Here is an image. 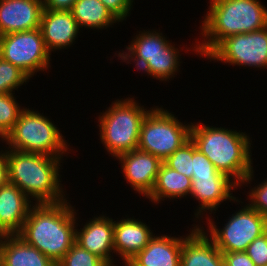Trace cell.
<instances>
[{"mask_svg":"<svg viewBox=\"0 0 267 266\" xmlns=\"http://www.w3.org/2000/svg\"><path fill=\"white\" fill-rule=\"evenodd\" d=\"M190 138L218 171L229 175L240 187L254 180L252 140L246 132L193 122Z\"/></svg>","mask_w":267,"mask_h":266,"instance_id":"6da1fadb","label":"cell"},{"mask_svg":"<svg viewBox=\"0 0 267 266\" xmlns=\"http://www.w3.org/2000/svg\"><path fill=\"white\" fill-rule=\"evenodd\" d=\"M67 201L33 205L18 234L55 264L65 256L76 238L77 210Z\"/></svg>","mask_w":267,"mask_h":266,"instance_id":"7a4b0ae2","label":"cell"},{"mask_svg":"<svg viewBox=\"0 0 267 266\" xmlns=\"http://www.w3.org/2000/svg\"><path fill=\"white\" fill-rule=\"evenodd\" d=\"M201 23L202 42L192 51L205 58L227 37L267 27V7L259 0H209Z\"/></svg>","mask_w":267,"mask_h":266,"instance_id":"3957f363","label":"cell"},{"mask_svg":"<svg viewBox=\"0 0 267 266\" xmlns=\"http://www.w3.org/2000/svg\"><path fill=\"white\" fill-rule=\"evenodd\" d=\"M7 149L8 182L15 184L35 201L34 204H56L67 200L59 172L64 157Z\"/></svg>","mask_w":267,"mask_h":266,"instance_id":"277c9868","label":"cell"},{"mask_svg":"<svg viewBox=\"0 0 267 266\" xmlns=\"http://www.w3.org/2000/svg\"><path fill=\"white\" fill-rule=\"evenodd\" d=\"M44 114L24 108L18 121L4 138L7 148L17 151L63 157L69 154V145L59 128ZM67 152V153H66ZM64 154V155H63Z\"/></svg>","mask_w":267,"mask_h":266,"instance_id":"5b68a950","label":"cell"},{"mask_svg":"<svg viewBox=\"0 0 267 266\" xmlns=\"http://www.w3.org/2000/svg\"><path fill=\"white\" fill-rule=\"evenodd\" d=\"M122 99V100H121ZM112 102L98 116L100 141L112 157L137 149L141 124L150 111L132 97Z\"/></svg>","mask_w":267,"mask_h":266,"instance_id":"8992f818","label":"cell"},{"mask_svg":"<svg viewBox=\"0 0 267 266\" xmlns=\"http://www.w3.org/2000/svg\"><path fill=\"white\" fill-rule=\"evenodd\" d=\"M187 124L162 106L152 107L141 124L137 149L163 162L190 139L192 122Z\"/></svg>","mask_w":267,"mask_h":266,"instance_id":"52a82bcc","label":"cell"},{"mask_svg":"<svg viewBox=\"0 0 267 266\" xmlns=\"http://www.w3.org/2000/svg\"><path fill=\"white\" fill-rule=\"evenodd\" d=\"M213 218L207 220V231L204 232L213 240L222 252L245 251L248 245L267 231V218L248 204L232 214L224 223L223 228L217 227Z\"/></svg>","mask_w":267,"mask_h":266,"instance_id":"ba28073f","label":"cell"},{"mask_svg":"<svg viewBox=\"0 0 267 266\" xmlns=\"http://www.w3.org/2000/svg\"><path fill=\"white\" fill-rule=\"evenodd\" d=\"M50 55L40 28L0 36V57L30 78L39 71L50 69Z\"/></svg>","mask_w":267,"mask_h":266,"instance_id":"9c48e42d","label":"cell"},{"mask_svg":"<svg viewBox=\"0 0 267 266\" xmlns=\"http://www.w3.org/2000/svg\"><path fill=\"white\" fill-rule=\"evenodd\" d=\"M206 59L264 70L267 68V27L227 37Z\"/></svg>","mask_w":267,"mask_h":266,"instance_id":"30bf717a","label":"cell"},{"mask_svg":"<svg viewBox=\"0 0 267 266\" xmlns=\"http://www.w3.org/2000/svg\"><path fill=\"white\" fill-rule=\"evenodd\" d=\"M191 179L192 186L189 196L194 197L197 201L199 200V207L194 214L198 219L203 218L206 212H209L210 215L212 212L215 213L223 201L240 202L238 197L236 199L232 195L233 190L238 189L237 187L240 188V185L227 174L192 177Z\"/></svg>","mask_w":267,"mask_h":266,"instance_id":"8fae6325","label":"cell"},{"mask_svg":"<svg viewBox=\"0 0 267 266\" xmlns=\"http://www.w3.org/2000/svg\"><path fill=\"white\" fill-rule=\"evenodd\" d=\"M116 159L121 163V171L126 182L133 190L147 197L154 187L162 161L139 149L122 153Z\"/></svg>","mask_w":267,"mask_h":266,"instance_id":"7c38bea8","label":"cell"},{"mask_svg":"<svg viewBox=\"0 0 267 266\" xmlns=\"http://www.w3.org/2000/svg\"><path fill=\"white\" fill-rule=\"evenodd\" d=\"M75 242L90 253L97 255L109 266L116 263L114 252V220L102 215L93 217L83 228L77 229ZM113 251V252H112Z\"/></svg>","mask_w":267,"mask_h":266,"instance_id":"4fadbf2b","label":"cell"},{"mask_svg":"<svg viewBox=\"0 0 267 266\" xmlns=\"http://www.w3.org/2000/svg\"><path fill=\"white\" fill-rule=\"evenodd\" d=\"M42 0H0V36L40 28Z\"/></svg>","mask_w":267,"mask_h":266,"instance_id":"5bb4252c","label":"cell"},{"mask_svg":"<svg viewBox=\"0 0 267 266\" xmlns=\"http://www.w3.org/2000/svg\"><path fill=\"white\" fill-rule=\"evenodd\" d=\"M40 30L50 53L70 47L80 28L71 11L43 9Z\"/></svg>","mask_w":267,"mask_h":266,"instance_id":"9a60e30c","label":"cell"},{"mask_svg":"<svg viewBox=\"0 0 267 266\" xmlns=\"http://www.w3.org/2000/svg\"><path fill=\"white\" fill-rule=\"evenodd\" d=\"M33 205L15 184L7 182L0 187V231L4 236L18 235L22 231Z\"/></svg>","mask_w":267,"mask_h":266,"instance_id":"2e32d148","label":"cell"},{"mask_svg":"<svg viewBox=\"0 0 267 266\" xmlns=\"http://www.w3.org/2000/svg\"><path fill=\"white\" fill-rule=\"evenodd\" d=\"M154 235L141 219L126 217L114 221V252L123 262H128L148 245Z\"/></svg>","mask_w":267,"mask_h":266,"instance_id":"e0dca14e","label":"cell"},{"mask_svg":"<svg viewBox=\"0 0 267 266\" xmlns=\"http://www.w3.org/2000/svg\"><path fill=\"white\" fill-rule=\"evenodd\" d=\"M182 242L180 266H221L223 253L213 240L195 224Z\"/></svg>","mask_w":267,"mask_h":266,"instance_id":"ac0fdd59","label":"cell"},{"mask_svg":"<svg viewBox=\"0 0 267 266\" xmlns=\"http://www.w3.org/2000/svg\"><path fill=\"white\" fill-rule=\"evenodd\" d=\"M186 237L156 235L128 263L132 266H180L182 242Z\"/></svg>","mask_w":267,"mask_h":266,"instance_id":"d6986e66","label":"cell"},{"mask_svg":"<svg viewBox=\"0 0 267 266\" xmlns=\"http://www.w3.org/2000/svg\"><path fill=\"white\" fill-rule=\"evenodd\" d=\"M170 42L162 32L160 33V30H143L136 34L131 43L125 47V52L122 50V52L119 51L116 55H118V59L121 58V62L124 60L123 62L128 64H131V62L135 63L134 66L139 71L148 60L160 55L162 49Z\"/></svg>","mask_w":267,"mask_h":266,"instance_id":"ffe728a7","label":"cell"},{"mask_svg":"<svg viewBox=\"0 0 267 266\" xmlns=\"http://www.w3.org/2000/svg\"><path fill=\"white\" fill-rule=\"evenodd\" d=\"M1 247L4 266H56L51 259L18 235H5Z\"/></svg>","mask_w":267,"mask_h":266,"instance_id":"44dd1931","label":"cell"},{"mask_svg":"<svg viewBox=\"0 0 267 266\" xmlns=\"http://www.w3.org/2000/svg\"><path fill=\"white\" fill-rule=\"evenodd\" d=\"M192 179L174 169L164 162L159 167L158 175L151 193L146 197L153 204L168 199H178L190 195ZM166 198V199H165Z\"/></svg>","mask_w":267,"mask_h":266,"instance_id":"7402d4cb","label":"cell"},{"mask_svg":"<svg viewBox=\"0 0 267 266\" xmlns=\"http://www.w3.org/2000/svg\"><path fill=\"white\" fill-rule=\"evenodd\" d=\"M70 11L79 28L105 30L120 22L100 0H76Z\"/></svg>","mask_w":267,"mask_h":266,"instance_id":"603a6c76","label":"cell"},{"mask_svg":"<svg viewBox=\"0 0 267 266\" xmlns=\"http://www.w3.org/2000/svg\"><path fill=\"white\" fill-rule=\"evenodd\" d=\"M178 48L170 42L164 49L162 53L157 57L148 60L147 63L139 70L146 72L148 76L153 77L160 81H169L171 78L175 77L176 72L180 69L181 54ZM169 79V80H168Z\"/></svg>","mask_w":267,"mask_h":266,"instance_id":"cb8c5ba5","label":"cell"},{"mask_svg":"<svg viewBox=\"0 0 267 266\" xmlns=\"http://www.w3.org/2000/svg\"><path fill=\"white\" fill-rule=\"evenodd\" d=\"M15 93L0 94V137L4 138L13 128L24 109L18 104Z\"/></svg>","mask_w":267,"mask_h":266,"instance_id":"d4e9b609","label":"cell"},{"mask_svg":"<svg viewBox=\"0 0 267 266\" xmlns=\"http://www.w3.org/2000/svg\"><path fill=\"white\" fill-rule=\"evenodd\" d=\"M30 77L20 68L0 57V94L13 93L29 82Z\"/></svg>","mask_w":267,"mask_h":266,"instance_id":"484cf974","label":"cell"},{"mask_svg":"<svg viewBox=\"0 0 267 266\" xmlns=\"http://www.w3.org/2000/svg\"><path fill=\"white\" fill-rule=\"evenodd\" d=\"M193 141L191 138L185 142L180 148L175 150L163 162L171 169L176 170L185 176L192 178L193 176Z\"/></svg>","mask_w":267,"mask_h":266,"instance_id":"4316f807","label":"cell"},{"mask_svg":"<svg viewBox=\"0 0 267 266\" xmlns=\"http://www.w3.org/2000/svg\"><path fill=\"white\" fill-rule=\"evenodd\" d=\"M56 266H109L97 255L90 253L76 242Z\"/></svg>","mask_w":267,"mask_h":266,"instance_id":"83f0119b","label":"cell"},{"mask_svg":"<svg viewBox=\"0 0 267 266\" xmlns=\"http://www.w3.org/2000/svg\"><path fill=\"white\" fill-rule=\"evenodd\" d=\"M193 176L204 177L210 175H225L218 171L212 162L196 147L193 142Z\"/></svg>","mask_w":267,"mask_h":266,"instance_id":"f1b7e54d","label":"cell"},{"mask_svg":"<svg viewBox=\"0 0 267 266\" xmlns=\"http://www.w3.org/2000/svg\"><path fill=\"white\" fill-rule=\"evenodd\" d=\"M246 196L250 199V203L246 204L267 218V178L256 187H252Z\"/></svg>","mask_w":267,"mask_h":266,"instance_id":"f546056e","label":"cell"},{"mask_svg":"<svg viewBox=\"0 0 267 266\" xmlns=\"http://www.w3.org/2000/svg\"><path fill=\"white\" fill-rule=\"evenodd\" d=\"M245 252L256 266H267V231L255 238Z\"/></svg>","mask_w":267,"mask_h":266,"instance_id":"4dcf8cb0","label":"cell"},{"mask_svg":"<svg viewBox=\"0 0 267 266\" xmlns=\"http://www.w3.org/2000/svg\"><path fill=\"white\" fill-rule=\"evenodd\" d=\"M107 9H109L113 15L123 22L130 16V10H132L133 2L131 0H100Z\"/></svg>","mask_w":267,"mask_h":266,"instance_id":"1f68e13d","label":"cell"},{"mask_svg":"<svg viewBox=\"0 0 267 266\" xmlns=\"http://www.w3.org/2000/svg\"><path fill=\"white\" fill-rule=\"evenodd\" d=\"M223 259L229 266H256L245 251L224 252Z\"/></svg>","mask_w":267,"mask_h":266,"instance_id":"d6a6232c","label":"cell"},{"mask_svg":"<svg viewBox=\"0 0 267 266\" xmlns=\"http://www.w3.org/2000/svg\"><path fill=\"white\" fill-rule=\"evenodd\" d=\"M43 8L48 10L70 11L76 0H42Z\"/></svg>","mask_w":267,"mask_h":266,"instance_id":"836d02e7","label":"cell"},{"mask_svg":"<svg viewBox=\"0 0 267 266\" xmlns=\"http://www.w3.org/2000/svg\"><path fill=\"white\" fill-rule=\"evenodd\" d=\"M8 182V168L5 156L0 160V187Z\"/></svg>","mask_w":267,"mask_h":266,"instance_id":"e575fe53","label":"cell"},{"mask_svg":"<svg viewBox=\"0 0 267 266\" xmlns=\"http://www.w3.org/2000/svg\"><path fill=\"white\" fill-rule=\"evenodd\" d=\"M0 266H4V265H3V254H2V247H1V244H0Z\"/></svg>","mask_w":267,"mask_h":266,"instance_id":"d590c367","label":"cell"},{"mask_svg":"<svg viewBox=\"0 0 267 266\" xmlns=\"http://www.w3.org/2000/svg\"><path fill=\"white\" fill-rule=\"evenodd\" d=\"M5 152H6V148H5V151L3 149L0 151V160L5 156Z\"/></svg>","mask_w":267,"mask_h":266,"instance_id":"8d00e7d4","label":"cell"},{"mask_svg":"<svg viewBox=\"0 0 267 266\" xmlns=\"http://www.w3.org/2000/svg\"><path fill=\"white\" fill-rule=\"evenodd\" d=\"M122 264H123V266H132L128 262H122ZM114 266H117V265H114Z\"/></svg>","mask_w":267,"mask_h":266,"instance_id":"74e56055","label":"cell"},{"mask_svg":"<svg viewBox=\"0 0 267 266\" xmlns=\"http://www.w3.org/2000/svg\"><path fill=\"white\" fill-rule=\"evenodd\" d=\"M3 237H4V235H3V233L0 231V244H1V242H2Z\"/></svg>","mask_w":267,"mask_h":266,"instance_id":"f35d334b","label":"cell"},{"mask_svg":"<svg viewBox=\"0 0 267 266\" xmlns=\"http://www.w3.org/2000/svg\"><path fill=\"white\" fill-rule=\"evenodd\" d=\"M221 266H229V265L223 261Z\"/></svg>","mask_w":267,"mask_h":266,"instance_id":"ab89813d","label":"cell"}]
</instances>
